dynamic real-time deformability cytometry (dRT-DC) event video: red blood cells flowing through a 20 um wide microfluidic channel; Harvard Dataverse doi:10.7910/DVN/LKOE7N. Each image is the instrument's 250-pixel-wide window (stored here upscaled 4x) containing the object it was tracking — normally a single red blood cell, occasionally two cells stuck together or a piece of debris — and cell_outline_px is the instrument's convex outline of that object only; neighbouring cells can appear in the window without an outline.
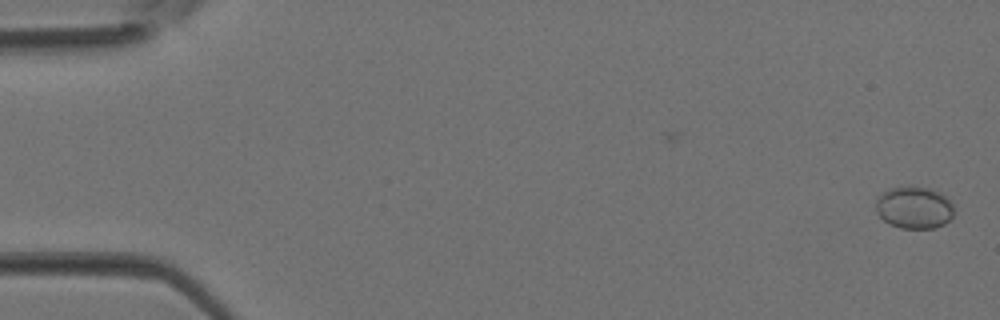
{"species": "Egyptian fruit bat (a non-hibernating species)", "species_latin": "Rousettus aegyptiacus", "temperature_condition": "room temperature", "stored_images_in_passage": 4, "camera_frame_rate_fps": 3000, "um_per_image_px": 0.085, "animal": {"sex": "female"}, "frame": {"image": 1, "passage_image": 1, "time_ms": 0.0, "image_size_px": [1000, 320], "cell_outline_px": [[952, 216], [944, 224], [936, 228], [900, 228], [888, 224], [876, 212], [876, 196], [892, 188], [908, 184], [928, 188], [940, 192], [952, 204]], "centroid_in_image_um": [77.66, 17.63], "position_along_channel_um": 7.3, "area_um2": 19.36}}
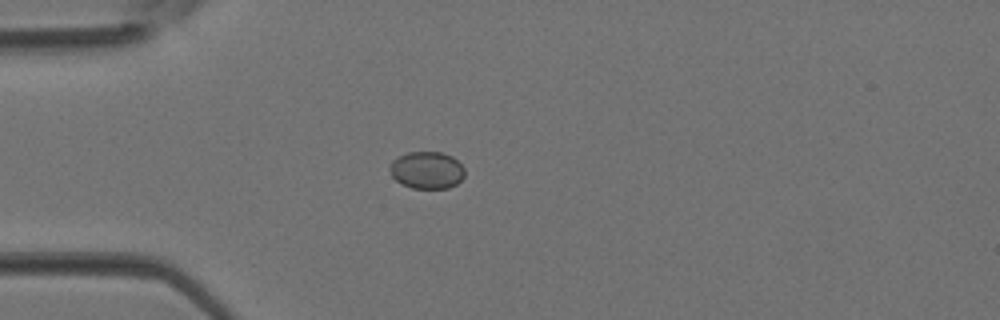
{"frame": {"image": 2, "passage_image": 4, "time_ms": 1.0, "image_size_px": [1000, 320], "cell_outline_px": [[464, 176], [456, 184], [448, 188], [412, 188], [400, 184], [392, 176], [388, 168], [388, 164], [392, 160], [408, 152], [440, 152], [452, 156], [464, 168]], "centroid_in_image_um": [36.24, 14.46], "position_along_channel_um": 48.8, "area_um2": 16.3}}